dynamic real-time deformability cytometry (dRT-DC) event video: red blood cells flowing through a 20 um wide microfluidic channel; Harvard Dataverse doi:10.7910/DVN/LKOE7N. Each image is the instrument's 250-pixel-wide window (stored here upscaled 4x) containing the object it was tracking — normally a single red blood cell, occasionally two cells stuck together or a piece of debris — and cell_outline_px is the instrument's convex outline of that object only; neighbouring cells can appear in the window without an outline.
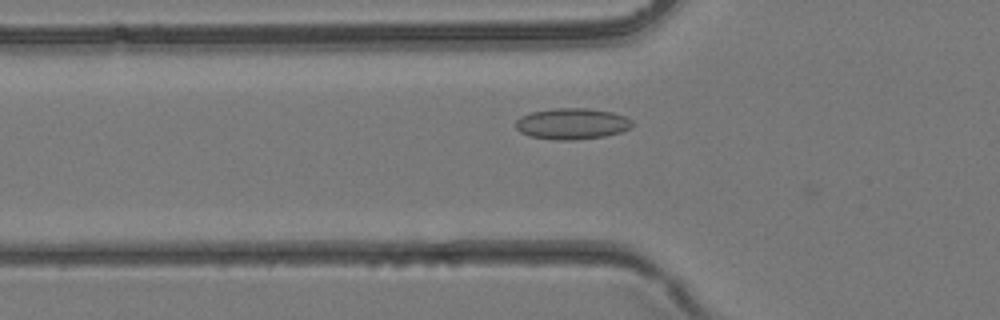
{"species": "common noctule bat (a hibernating species)", "species_latin": "Nyctalus noctula", "temperature_condition": "room temperature", "stored_images_in_passage": 26, "camera_frame_rate_fps": 3000, "um_per_image_px": 0.085, "animal": {"sex": "female", "body_mass_g": 24.6, "forearm_length_mm": 56.2}, "frame": {"image": 1, "passage_image": 2, "time_ms": 0.333, "image_size_px": [1000, 320], "cell_outline_px": [[632, 124], [628, 128], [620, 132], [604, 136], [576, 140], [556, 140], [528, 136], [520, 132], [516, 128], [516, 120], [520, 116], [532, 112], [556, 108], [584, 108], [612, 112], [628, 116], [632, 120]], "centroid_in_image_um": [48.61, 10.52], "position_along_channel_um": 77.2, "area_um2": 21.15}}
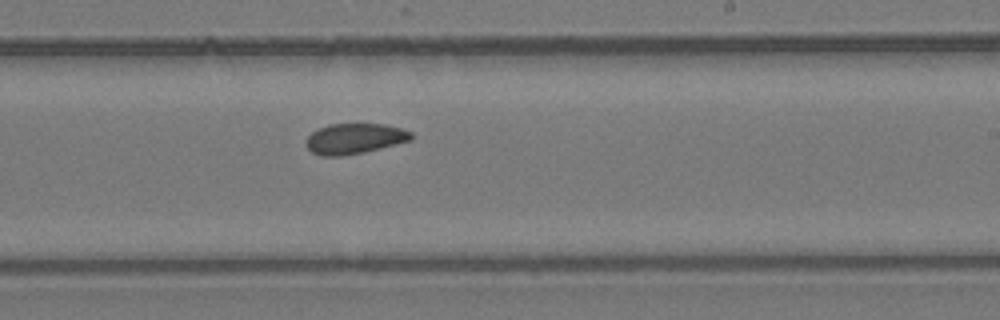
{"frame": {"image": 2, "passage_image": 12, "time_ms": 3.667, "image_size_px": [1000, 320], "cell_outline_px": [[416, 136], [412, 140], [364, 152], [340, 156], [320, 156], [312, 152], [304, 144], [308, 136], [312, 132], [328, 124], [384, 124], [400, 128], [412, 132]], "centroid_in_image_um": [30.15, 11.78], "position_along_channel_um": 258.9, "area_um2": 18.73}}
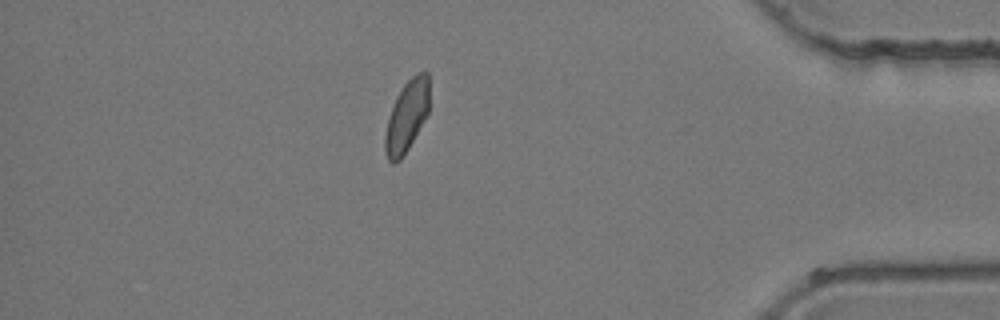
{"frame": {"image": 3, "passage_image": 22, "time_ms": 7.0, "image_size_px": [1000, 320], "cell_outline_px": [[428, 112], [424, 120], [408, 148], [400, 160], [392, 164], [388, 160], [384, 152], [384, 136], [388, 116], [396, 96], [404, 84], [412, 76], [420, 72], [428, 72]], "centroid_in_image_um": [34.53, 9.9], "position_along_channel_um": 400.7, "area_um2": 18.26}}